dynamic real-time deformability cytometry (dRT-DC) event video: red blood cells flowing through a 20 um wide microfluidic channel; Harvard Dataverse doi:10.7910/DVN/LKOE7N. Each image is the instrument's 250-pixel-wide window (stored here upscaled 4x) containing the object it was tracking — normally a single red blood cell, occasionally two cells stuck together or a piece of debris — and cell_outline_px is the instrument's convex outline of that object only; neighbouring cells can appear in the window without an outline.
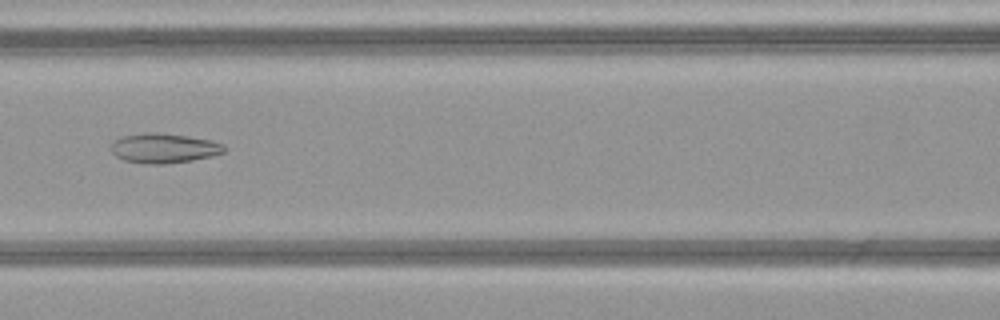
{"species": "common noctule bat (a hibernating species)", "species_latin": "Nyctalus noctula", "temperature_condition": "warm", "stored_images_in_passage": 42, "camera_frame_rate_fps": 3000, "um_per_image_px": 0.085, "animal": {"sex": "female", "body_mass_g": 21.9}, "frame": {"image": 1, "passage_image": 15, "time_ms": 4.667, "image_size_px": [1000, 320], "cell_outline_px": [[228, 148], [224, 152], [212, 156], [192, 160], [164, 164], [144, 164], [124, 160], [116, 156], [112, 152], [112, 140], [120, 136], [148, 132], [160, 132], [188, 136], [212, 140], [224, 144]], "centroid_in_image_um": [13.94, 12.58], "position_along_channel_um": 152.7, "area_um2": 19.88}}
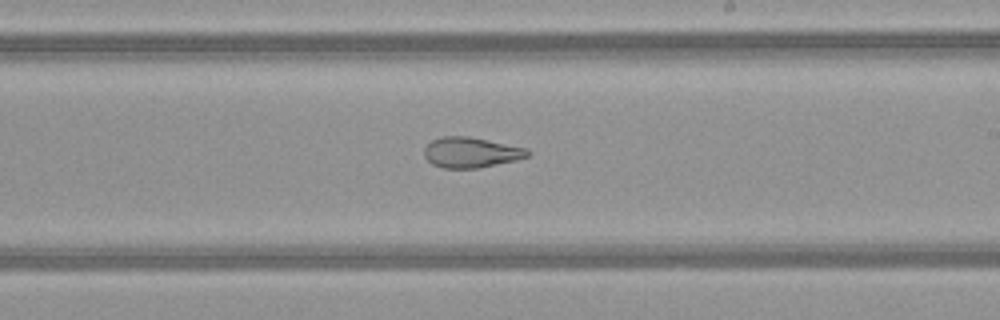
{"frame": {"image": 2, "passage_image": 22, "time_ms": 7.0, "image_size_px": [1000, 320], "cell_outline_px": [[532, 152], [528, 156], [516, 160], [480, 168], [444, 168], [432, 164], [424, 156], [424, 148], [432, 140], [444, 136], [468, 136], [528, 148]], "centroid_in_image_um": [40.06, 12.96], "position_along_channel_um": 248.9, "area_um2": 18.38}}
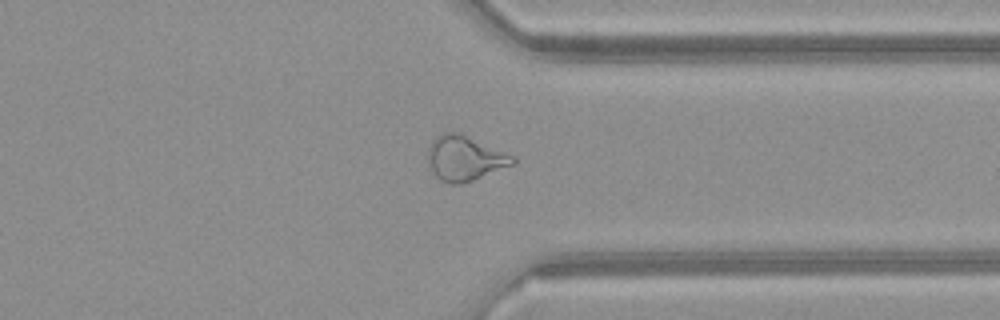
{"frame": {"image": 3, "passage_image": 31, "time_ms": 10.0, "image_size_px": [1000, 320], "cell_outline_px": [[516, 164], [464, 184], [448, 184], [440, 180], [436, 176], [428, 164], [428, 148], [432, 140], [436, 136], [444, 132], [460, 132], [516, 156]], "centroid_in_image_um": [39.54, 13.45], "position_along_channel_um": 371.9, "area_um2": 22.72}, "authors_computed_cell_mechanics": {"area_um2": 23.1489, "velocity_mm_per_s": 4.1421, "shape_relaxation_time_tau1_ms": null, "shape_relaxation_time_tau2_ms": 2.0647, "deformation_change_tau1": null, "deformation_change_tau2": 0.1039}}